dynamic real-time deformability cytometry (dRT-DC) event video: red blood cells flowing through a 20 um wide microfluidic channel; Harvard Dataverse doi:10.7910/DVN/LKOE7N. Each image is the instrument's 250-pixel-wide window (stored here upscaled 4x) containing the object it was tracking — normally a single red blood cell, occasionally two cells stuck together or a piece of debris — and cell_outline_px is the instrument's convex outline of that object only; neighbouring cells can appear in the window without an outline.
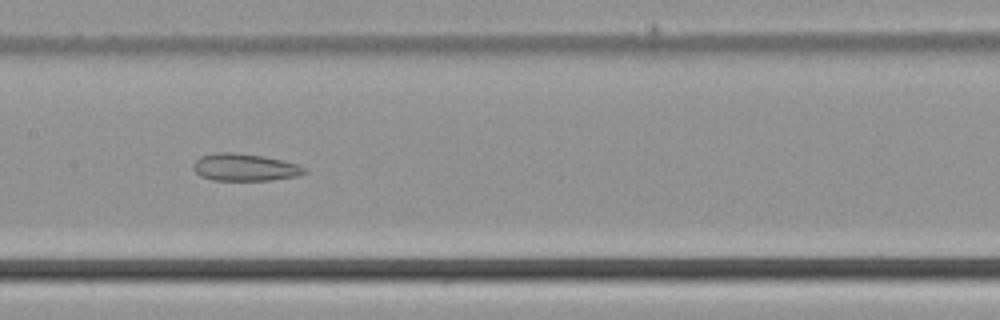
{"species": "common noctule bat (a hibernating species)", "species_latin": "Nyctalus noctula", "temperature_condition": "cold", "stored_images_in_passage": 44, "camera_frame_rate_fps": 3000, "um_per_image_px": 0.085, "animal": {"sex": "male", "body_mass_g": 21.5, "forearm_length_mm": 52.0}, "frame": {"image": 1, "passage_image": 19, "time_ms": 6.0, "image_size_px": [1000, 320], "cell_outline_px": [[308, 172], [296, 176], [272, 180], [212, 180], [200, 176], [192, 168], [192, 164], [200, 156], [216, 152], [236, 152], [264, 156], [296, 164], [308, 168]], "centroid_in_image_um": [20.78, 14.22], "position_along_channel_um": 186.6, "area_um2": 17.8}}
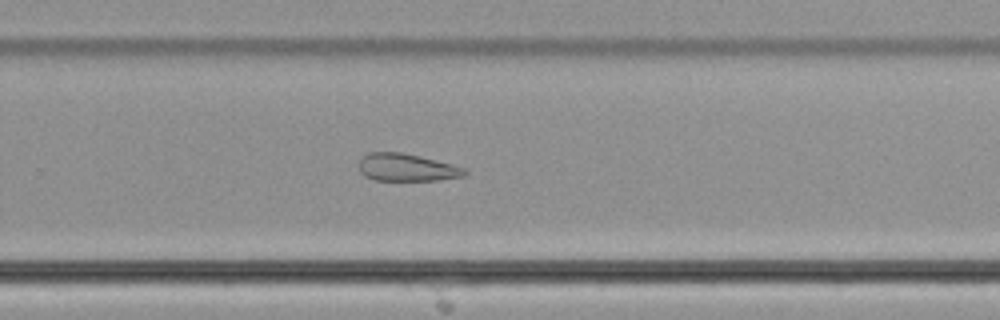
{"frame": {"image": 2, "passage_image": 27, "time_ms": 8.667, "image_size_px": [1000, 320], "cell_outline_px": [[468, 172], [464, 176], [440, 180], [376, 180], [364, 176], [360, 172], [360, 160], [368, 152], [400, 152], [420, 156], [452, 164], [464, 168]], "centroid_in_image_um": [34.58, 14.23], "position_along_channel_um": 295.2, "area_um2": 16.88}}
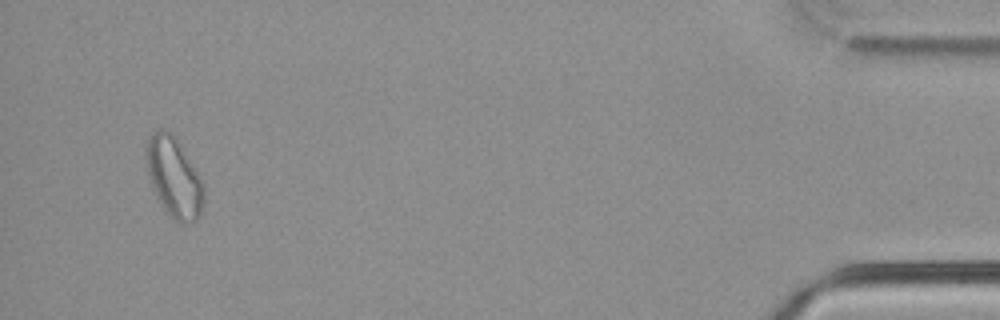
{"frame": {"image": 3, "passage_image": 42, "time_ms": 13.667, "image_size_px": [1000, 320], "cell_outline_px": [[204, 204], [200, 216], [196, 220], [184, 224], [180, 224], [168, 212], [160, 200], [152, 184], [148, 172], [148, 140], [152, 132], [156, 128], [160, 128], [168, 132], [180, 144], [200, 176], [204, 184]], "centroid_in_image_um": [14.85, 15.1], "position_along_channel_um": 420.3, "area_um2": 25.95}}